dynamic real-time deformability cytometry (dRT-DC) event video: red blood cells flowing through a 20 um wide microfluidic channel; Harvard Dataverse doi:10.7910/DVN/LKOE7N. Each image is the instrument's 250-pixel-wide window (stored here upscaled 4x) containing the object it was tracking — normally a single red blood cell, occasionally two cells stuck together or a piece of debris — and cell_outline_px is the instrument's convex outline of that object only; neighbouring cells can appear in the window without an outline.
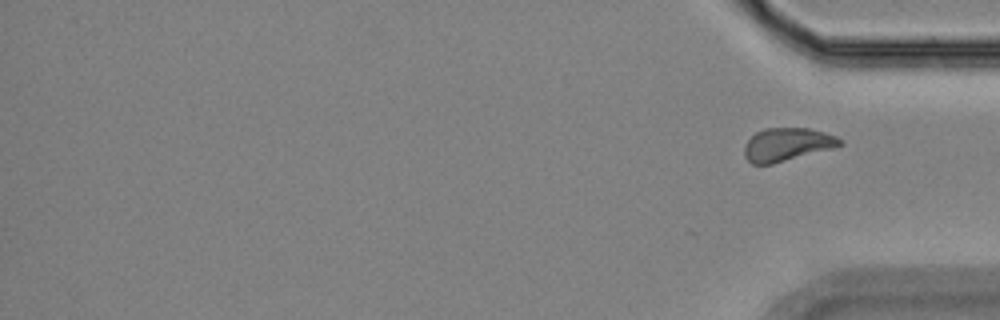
{"species": "Egyptian fruit bat (a non-hibernating species)", "species_latin": "Rousettus aegyptiacus", "temperature_condition": "room temperature", "stored_images_in_passage": 10, "segment_of_instrument_passage": [2, 2], "camera_frame_rate_fps": 3000, "um_per_image_px": 0.085, "animal": {"sex": "female"}, "frame": {"image": 1, "passage_image": 10, "time_ms": 13.667, "image_size_px": [1000, 320], "cell_outline_px": [[844, 144], [836, 148], [772, 164], [752, 164], [744, 156], [744, 148], [748, 140], [756, 132], [764, 128], [808, 128], [824, 132], [836, 136]], "centroid_in_image_um": [66.92, 12.29], "position_along_channel_um": 368.3, "area_um2": 18.55}}